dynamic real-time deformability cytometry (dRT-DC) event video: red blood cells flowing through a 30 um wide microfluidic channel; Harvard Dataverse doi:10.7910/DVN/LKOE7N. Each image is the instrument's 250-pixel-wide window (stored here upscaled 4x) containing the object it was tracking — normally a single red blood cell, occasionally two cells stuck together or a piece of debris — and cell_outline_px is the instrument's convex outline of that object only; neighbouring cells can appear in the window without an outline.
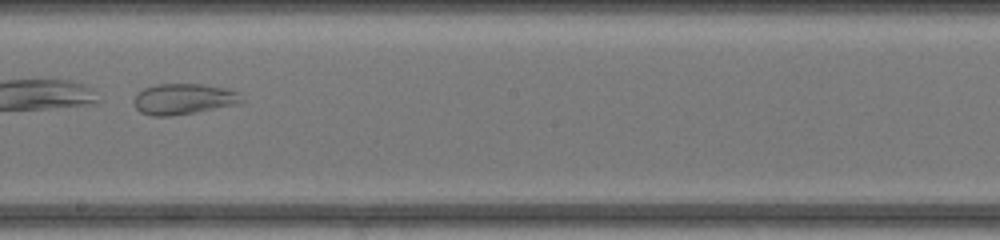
{"species": "common noctule bat (a hibernating species)", "species_latin": "Nyctalus noctula", "temperature_condition": "warm", "stored_images_in_passage": 30, "camera_frame_rate_fps": 3000, "um_per_image_px": 0.085, "animal": {"sex": "female", "body_mass_g": 17.0, "forearm_length_mm": 48.0}, "frame": {"image": 1, "passage_image": 13, "time_ms": 4.0, "image_size_px": [1000, 240], "cell_outline_px": [[244, 100], [236, 104], [172, 116], [152, 116], [140, 112], [136, 108], [132, 100], [136, 92], [144, 88], [156, 84], [204, 84], [228, 88], [240, 92]], "centroid_in_image_um": [15.58, 8.4], "position_along_channel_um": 232.6, "area_um2": 19.54}, "authors_computed_cell_mechanics": {"area_um2": 23.8136, "velocity_mm_per_s": 4.334, "shape_relaxation_time_tau1_ms": null, "shape_relaxation_time_tau2_ms": 1.3704, "deformation_change_tau1": null, "deformation_change_tau2": 0.0648}}